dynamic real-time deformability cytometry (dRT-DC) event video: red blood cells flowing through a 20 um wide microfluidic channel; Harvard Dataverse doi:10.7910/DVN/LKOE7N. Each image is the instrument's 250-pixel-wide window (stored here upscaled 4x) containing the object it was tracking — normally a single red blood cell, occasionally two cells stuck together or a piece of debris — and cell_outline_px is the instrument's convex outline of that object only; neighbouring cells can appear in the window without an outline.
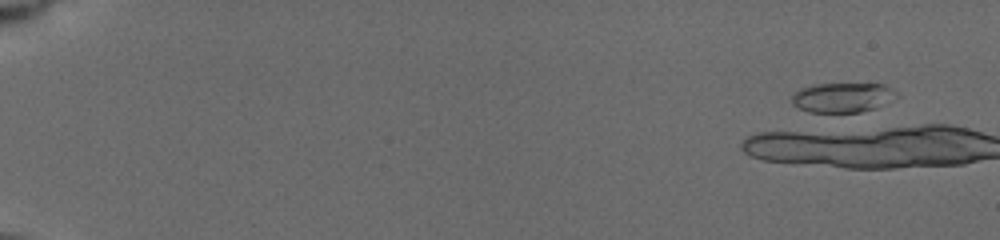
{"species": "common noctule bat (a hibernating species)", "species_latin": "Nyctalus noctula", "temperature_condition": "cold", "stored_images_in_passage": 8, "camera_frame_rate_fps": 3000, "um_per_image_px": 0.085, "animal": {"sex": "female", "body_mass_g": 19.5, "forearm_length_mm": 54.1}, "frame": {"image": 1, "passage_image": 2, "time_ms": 1.0, "image_size_px": [1000, 240], "cell_outline_px": [[900, 96], [876, 108], [860, 112], [808, 112], [796, 108], [792, 104], [792, 96], [800, 88], [812, 84], [884, 84], [892, 88]], "centroid_in_image_um": [71.62, 8.29], "position_along_channel_um": 13.4, "area_um2": 18.32}}